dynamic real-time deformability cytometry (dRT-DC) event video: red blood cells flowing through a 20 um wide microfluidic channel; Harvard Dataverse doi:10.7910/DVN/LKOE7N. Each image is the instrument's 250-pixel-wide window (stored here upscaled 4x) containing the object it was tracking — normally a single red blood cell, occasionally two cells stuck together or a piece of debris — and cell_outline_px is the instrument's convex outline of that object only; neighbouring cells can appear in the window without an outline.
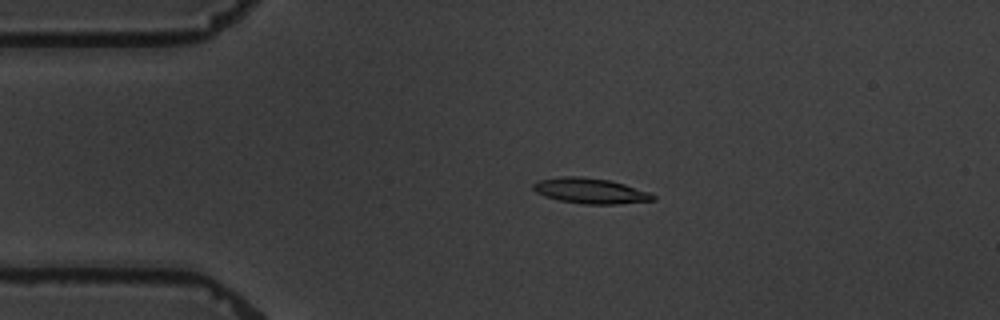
{"species": "common noctule bat (a hibernating species)", "species_latin": "Nyctalus noctula", "temperature_condition": "warm", "stored_images_in_passage": 2, "camera_frame_rate_fps": 3000, "um_per_image_px": 0.085, "animal": {"sex": "male", "body_mass_g": 19.5, "forearm_length_mm": 54.6}, "frame": {"image": 1, "passage_image": 1, "time_ms": 0.0, "image_size_px": [1000, 320], "cell_outline_px": [[656, 200], [616, 204], [584, 204], [560, 200], [544, 196], [536, 192], [532, 188], [532, 184], [540, 180], [564, 176], [580, 176], [608, 180], [624, 184], [652, 192], [656, 196]], "centroid_in_image_um": [50.22, 16.22], "position_along_channel_um": 34.8, "area_um2": 17.74}}